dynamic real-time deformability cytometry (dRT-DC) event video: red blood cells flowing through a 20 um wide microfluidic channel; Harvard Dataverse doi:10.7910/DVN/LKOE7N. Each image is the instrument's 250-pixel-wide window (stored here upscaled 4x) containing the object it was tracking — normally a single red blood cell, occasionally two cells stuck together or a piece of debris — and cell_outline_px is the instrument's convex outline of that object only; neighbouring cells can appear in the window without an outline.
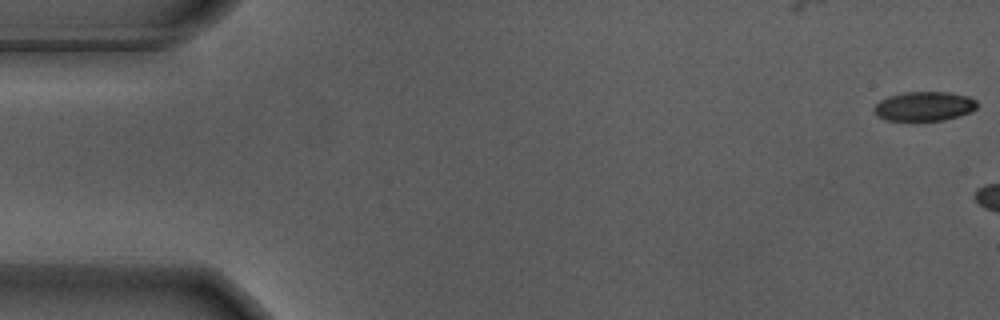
{"species": "Egyptian fruit bat (a non-hibernating species)", "species_latin": "Rousettus aegyptiacus", "temperature_condition": "warm", "stored_images_in_passage": 6, "camera_frame_rate_fps": 3000, "um_per_image_px": 0.085, "animal": {"sex": "male"}, "frame": {"image": 1, "passage_image": 1, "time_ms": 0.0, "image_size_px": [1000, 320], "cell_outline_px": [[976, 108], [972, 112], [960, 116], [944, 120], [884, 120], [876, 116], [872, 108], [880, 100], [888, 96], [904, 92], [948, 92], [968, 96], [976, 100]], "centroid_in_image_um": [78.54, 9.03], "position_along_channel_um": 6.5, "area_um2": 17.74}}